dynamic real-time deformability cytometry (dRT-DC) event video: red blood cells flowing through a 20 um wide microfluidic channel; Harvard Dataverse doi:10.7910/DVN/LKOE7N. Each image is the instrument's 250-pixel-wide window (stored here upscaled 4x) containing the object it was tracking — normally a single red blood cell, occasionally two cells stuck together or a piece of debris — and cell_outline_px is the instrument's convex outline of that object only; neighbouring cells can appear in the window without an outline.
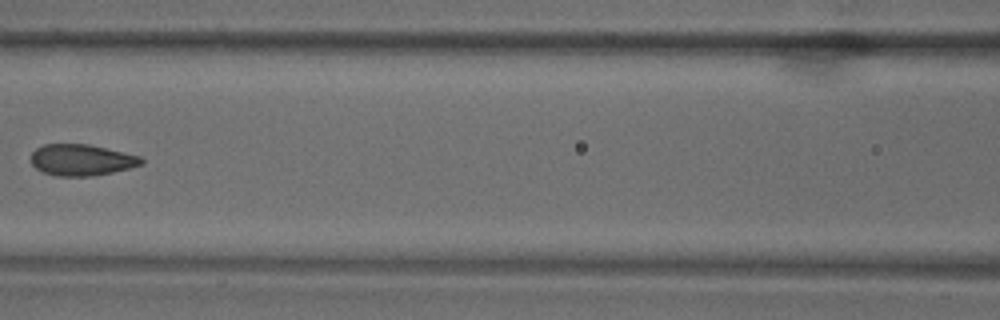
{"species": "common noctule bat (a hibernating species)", "species_latin": "Nyctalus noctula", "temperature_condition": "warm", "stored_images_in_passage": 11, "camera_frame_rate_fps": 3000, "um_per_image_px": 0.085, "animal": {"sex": "male", "body_mass_g": 18.8}, "frame": {"image": 1, "passage_image": 8, "time_ms": 2.333, "image_size_px": [1000, 320], "cell_outline_px": [[144, 164], [112, 172], [92, 176], [56, 176], [44, 172], [36, 168], [32, 164], [32, 152], [36, 148], [44, 144], [88, 144], [140, 156], [144, 160]], "centroid_in_image_um": [6.93, 13.59], "position_along_channel_um": 159.7, "area_um2": 20.0}}